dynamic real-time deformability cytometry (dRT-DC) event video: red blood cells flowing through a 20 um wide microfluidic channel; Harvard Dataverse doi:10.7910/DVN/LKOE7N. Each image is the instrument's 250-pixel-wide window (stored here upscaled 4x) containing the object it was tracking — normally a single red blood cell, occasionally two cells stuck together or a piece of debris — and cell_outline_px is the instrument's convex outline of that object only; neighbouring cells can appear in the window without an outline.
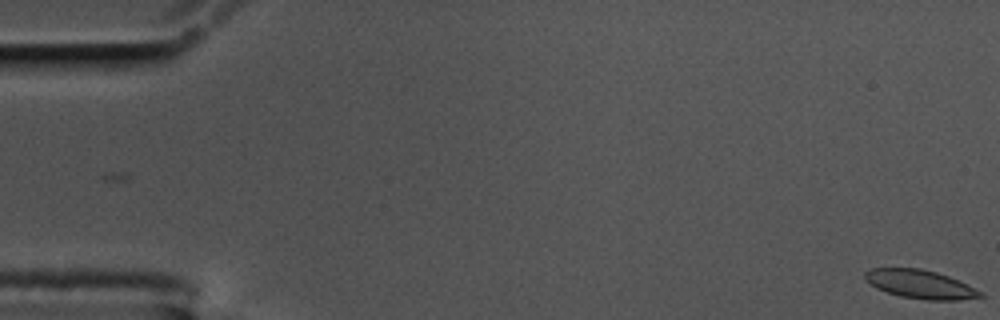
{"species": "common noctule bat (a hibernating species)", "species_latin": "Nyctalus noctula", "temperature_condition": "cold", "stored_images_in_passage": 47, "camera_frame_rate_fps": 3000, "um_per_image_px": 0.085, "animal": {"sex": "male", "body_mass_g": 17.5, "forearm_length_mm": 52.3}, "frame": {"image": 1, "passage_image": 1, "time_ms": 0.0, "image_size_px": [1000, 320], "cell_outline_px": [[984, 296], [956, 300], [928, 300], [900, 296], [876, 288], [864, 276], [864, 272], [872, 268], [920, 268], [936, 272], [948, 276], [984, 292]], "centroid_in_image_um": [78.23, 24.16], "position_along_channel_um": 6.8, "area_um2": 18.96}}
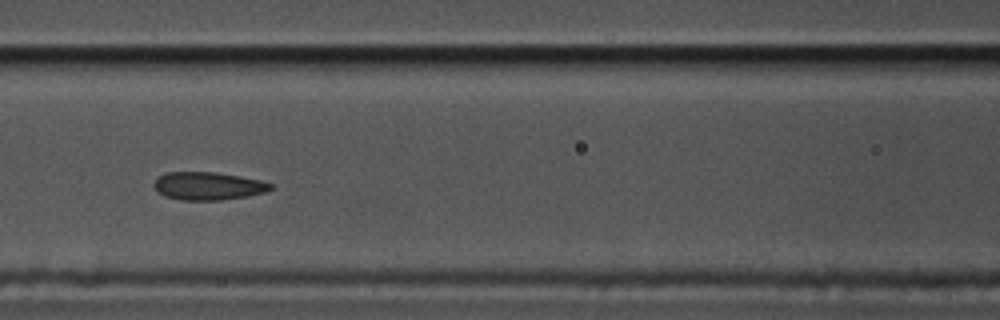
{"frame": {"image": 2, "passage_image": 26, "time_ms": 8.333, "image_size_px": [1000, 320], "cell_outline_px": [[272, 188], [268, 192], [248, 196], [220, 200], [180, 200], [164, 196], [152, 184], [164, 172], [216, 172], [240, 176], [260, 180], [272, 184]], "centroid_in_image_um": [17.71, 15.81], "position_along_channel_um": 148.9, "area_um2": 19.02}}
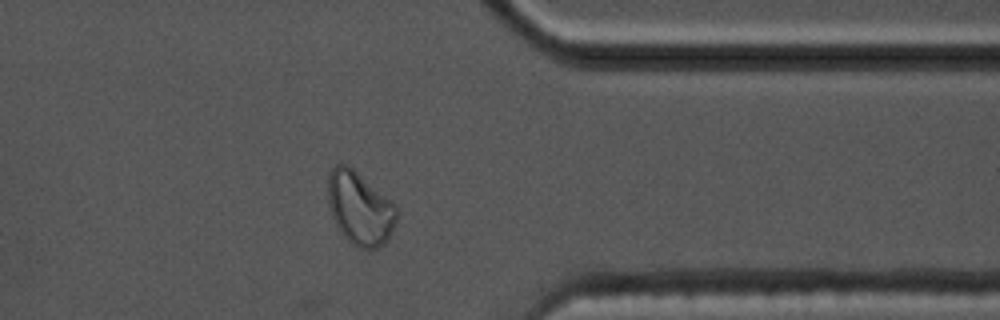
{"frame": {"image": 3, "passage_image": 47, "time_ms": 15.333, "image_size_px": [1000, 320], "cell_outline_px": [[396, 220], [392, 232], [384, 244], [376, 248], [356, 248], [344, 236], [336, 224], [332, 216], [328, 204], [328, 172], [336, 164], [344, 164], [352, 168], [396, 204]], "centroid_in_image_um": [30.58, 17.7], "position_along_channel_um": 380.8, "area_um2": 29.13}, "authors_computed_cell_mechanics": {"area_um2": 19.2474, "velocity_mm_per_s": 3.4498, "shape_relaxation_time_tau1_ms": null, "shape_relaxation_time_tau2_ms": 1.6067, "deformation_change_tau1": null, "deformation_change_tau2": 0.0632}}